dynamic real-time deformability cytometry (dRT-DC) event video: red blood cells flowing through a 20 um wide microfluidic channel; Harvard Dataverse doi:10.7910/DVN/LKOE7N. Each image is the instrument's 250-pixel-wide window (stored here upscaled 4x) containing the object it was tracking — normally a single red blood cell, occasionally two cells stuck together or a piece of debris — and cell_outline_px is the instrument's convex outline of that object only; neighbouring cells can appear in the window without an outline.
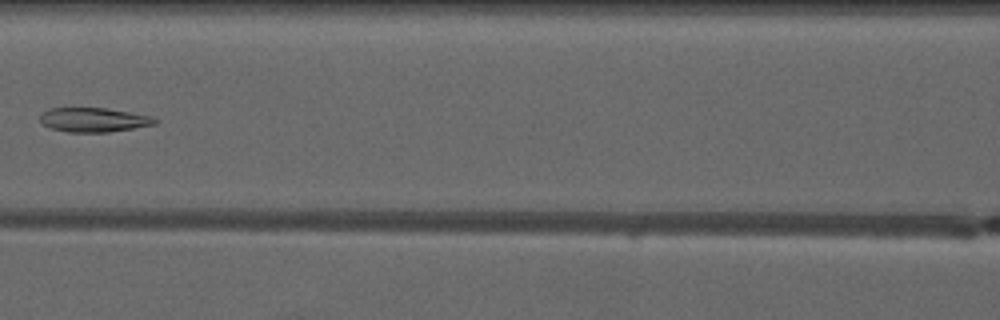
{"species": "common noctule bat (a hibernating species)", "species_latin": "Nyctalus noctula", "temperature_condition": "warm", "stored_images_in_passage": 7, "camera_frame_rate_fps": 3000, "um_per_image_px": 0.085, "animal": {"sex": "male", "forearm_length_mm": 52.5}, "frame": {"image": 1, "passage_image": 7, "time_ms": 7.0, "image_size_px": [1000, 320], "cell_outline_px": [[156, 124], [108, 132], [68, 132], [52, 128], [40, 124], [40, 116], [44, 112], [52, 108], [104, 108], [152, 116], [156, 120]], "centroid_in_image_um": [7.93, 10.19], "position_along_channel_um": 158.7, "area_um2": 16.01}}